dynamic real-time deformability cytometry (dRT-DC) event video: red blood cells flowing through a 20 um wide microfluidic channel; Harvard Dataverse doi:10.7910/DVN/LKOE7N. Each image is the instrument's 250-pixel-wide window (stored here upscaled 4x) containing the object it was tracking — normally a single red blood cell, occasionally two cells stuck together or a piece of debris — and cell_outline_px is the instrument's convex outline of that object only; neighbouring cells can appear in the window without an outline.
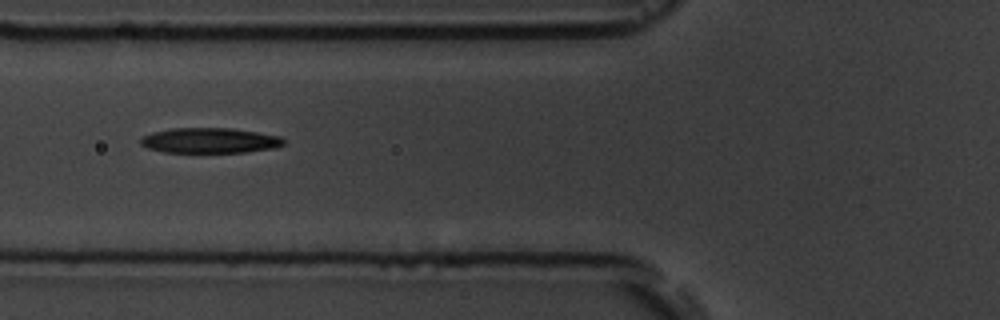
{"species": "common noctule bat (a hibernating species)", "species_latin": "Nyctalus noctula", "temperature_condition": "room temperature", "stored_images_in_passage": 15, "camera_frame_rate_fps": 3000, "um_per_image_px": 0.085, "animal": {"sex": "male", "body_mass_g": 19.5, "forearm_length_mm": 54.6}, "frame": {"image": 1, "passage_image": 5, "time_ms": 4.667, "image_size_px": [1000, 320], "cell_outline_px": [[284, 144], [276, 148], [244, 152], [164, 152], [148, 148], [140, 144], [140, 136], [152, 132], [172, 128], [232, 128], [280, 136], [284, 140]], "centroid_in_image_um": [17.8, 11.94], "position_along_channel_um": 108.0, "area_um2": 21.1}}
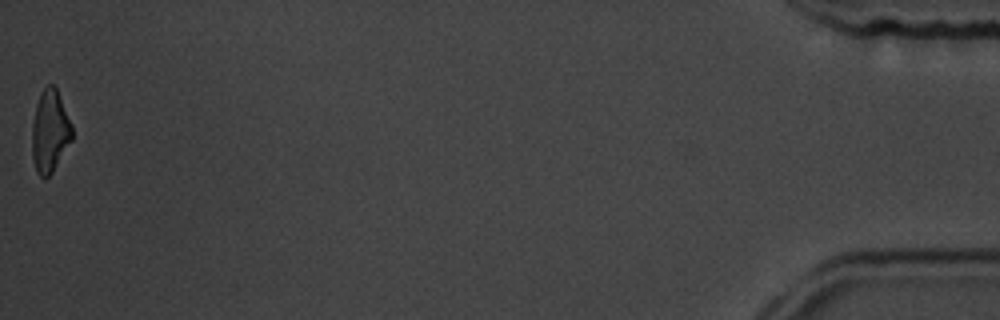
{"frame": {"image": 2, "passage_image": 15, "time_ms": 16.0, "image_size_px": [1000, 320], "cell_outline_px": [[72, 140], [52, 172], [44, 180], [36, 172], [32, 156], [32, 124], [36, 104], [40, 92], [48, 84], [52, 84], [56, 88], [72, 124]], "centroid_in_image_um": [4.23, 11.17], "position_along_channel_um": 431.0, "area_um2": 19.25}}